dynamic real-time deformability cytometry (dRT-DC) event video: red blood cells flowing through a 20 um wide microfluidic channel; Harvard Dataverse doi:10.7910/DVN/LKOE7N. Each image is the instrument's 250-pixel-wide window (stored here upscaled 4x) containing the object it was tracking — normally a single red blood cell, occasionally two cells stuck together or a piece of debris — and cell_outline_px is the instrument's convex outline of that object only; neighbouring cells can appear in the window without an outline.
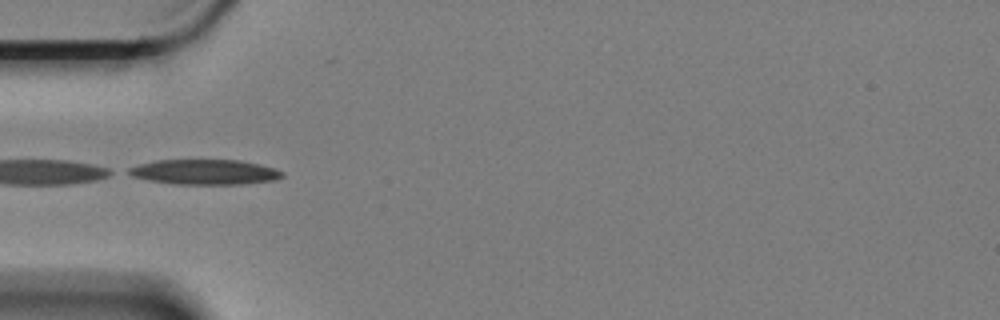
{"species": "Egyptian fruit bat (a non-hibernating species)", "species_latin": "Rousettus aegyptiacus", "temperature_condition": "cold", "stored_images_in_passage": 5, "camera_frame_rate_fps": 3000, "um_per_image_px": 0.085, "animal": {"sex": "female"}, "frame": {"image": 1, "passage_image": 2, "time_ms": 0.333, "image_size_px": [1000, 320], "cell_outline_px": [[284, 176], [276, 180], [240, 184], [176, 184], [148, 180], [132, 176], [124, 172], [128, 168], [140, 164], [156, 160], [240, 160], [260, 164], [284, 172]], "centroid_in_image_um": [17.38, 14.62], "position_along_channel_um": 67.6, "area_um2": 22.48}}
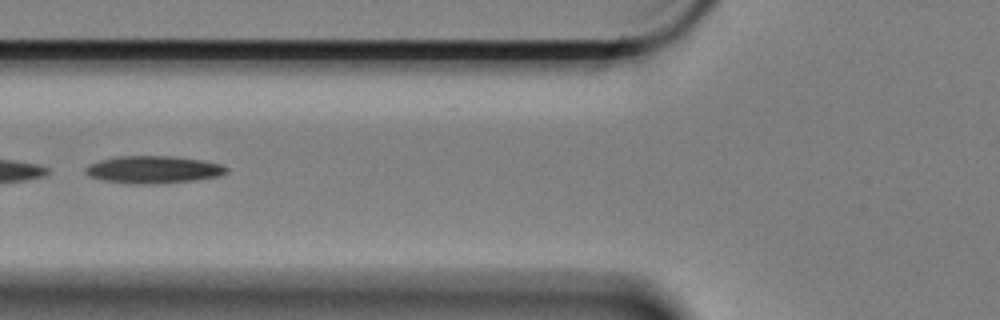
{"frame": {"image": 2, "passage_image": 3, "time_ms": 0.667, "image_size_px": [1000, 320], "cell_outline_px": [[228, 172], [220, 176], [196, 180], [152, 184], [128, 184], [104, 180], [88, 176], [84, 172], [84, 168], [88, 164], [100, 160], [120, 156], [168, 156], [204, 160], [220, 164], [228, 168]], "centroid_in_image_um": [13.02, 14.42], "position_along_channel_um": 112.8, "area_um2": 22.66}}
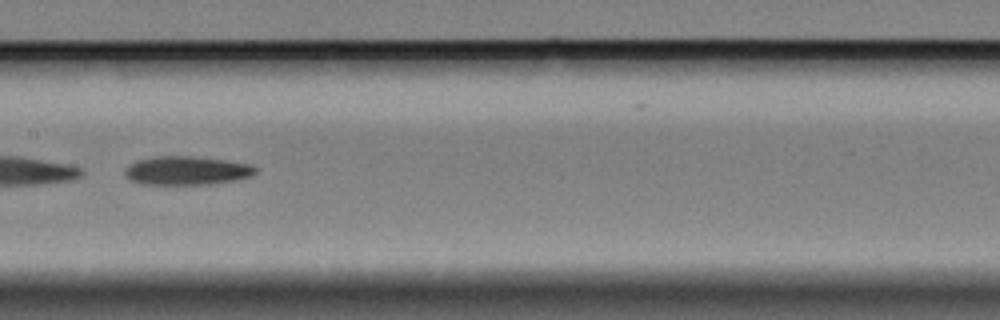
{"frame": {"image": 3, "passage_image": 5, "time_ms": 1.333, "image_size_px": [1000, 320], "cell_outline_px": [[256, 172], [252, 176], [232, 180], [208, 184], [140, 184], [128, 180], [124, 176], [124, 168], [136, 160], [152, 156], [188, 156], [224, 160], [252, 164], [256, 168]], "centroid_in_image_um": [15.79, 14.49], "position_along_channel_um": 191.6, "area_um2": 21.91}}